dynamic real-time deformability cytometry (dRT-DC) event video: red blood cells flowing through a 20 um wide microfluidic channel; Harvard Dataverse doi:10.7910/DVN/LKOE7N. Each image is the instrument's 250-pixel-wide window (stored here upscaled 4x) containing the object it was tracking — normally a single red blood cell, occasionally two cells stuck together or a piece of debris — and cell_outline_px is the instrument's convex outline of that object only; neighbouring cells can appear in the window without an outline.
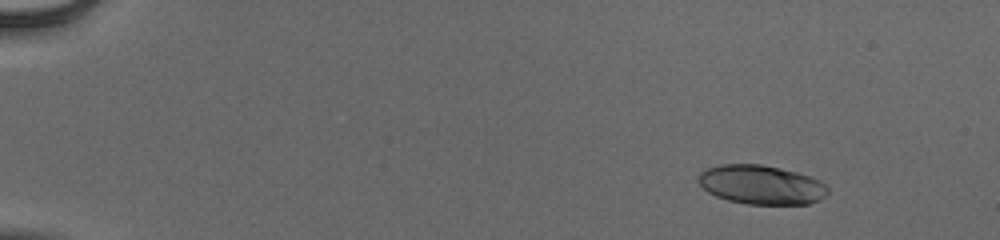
{"species": "human", "species_latin": "Homo sapiens", "temperature_condition": "cold", "stored_images_in_passage": 56, "camera_frame_rate_fps": 3000, "um_per_image_px": 0.085, "donor": {"sex": "male"}, "frame": {"image": 1, "passage_image": 8, "time_ms": 2.333, "image_size_px": [1000, 240], "cell_outline_px": [[828, 192], [820, 200], [808, 204], [748, 204], [728, 200], [716, 196], [708, 192], [696, 180], [700, 172], [704, 168], [720, 164], [760, 164], [780, 168], [796, 172], [820, 180], [828, 188]], "centroid_in_image_um": [64.68, 15.7], "position_along_channel_um": 20.3, "area_um2": 29.59}}
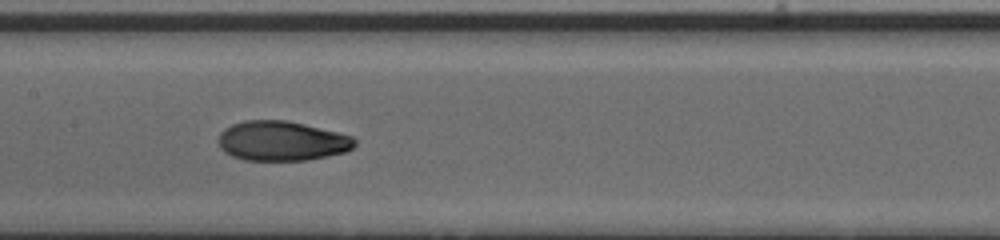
{"frame": {"image": 2, "passage_image": 31, "time_ms": 10.0, "image_size_px": [1000, 240], "cell_outline_px": [[356, 144], [352, 148], [344, 152], [328, 156], [308, 160], [244, 160], [232, 156], [224, 152], [220, 148], [220, 132], [224, 128], [232, 124], [244, 120], [284, 120], [304, 124], [352, 136], [356, 140]], "centroid_in_image_um": [23.94, 11.98], "position_along_channel_um": 183.5, "area_um2": 31.44}}
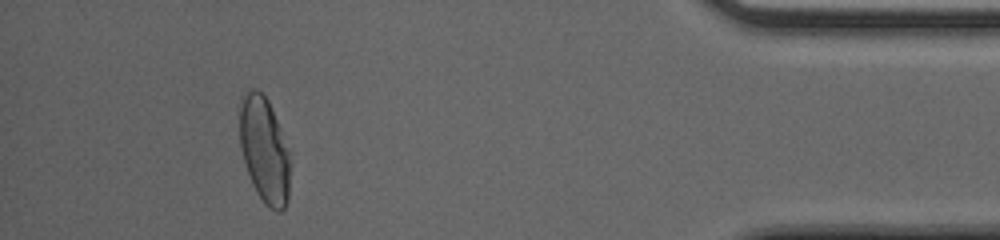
{"frame": {"image": 3, "passage_image": 52, "time_ms": 17.0, "image_size_px": [1000, 240], "cell_outline_px": [[288, 200], [284, 208], [280, 212], [276, 212], [268, 208], [264, 204], [256, 192], [252, 184], [240, 148], [240, 96], [252, 88], [256, 88], [268, 100], [288, 148]], "centroid_in_image_um": [22.44, 12.76], "position_along_channel_um": 412.8, "area_um2": 30.87}, "authors_computed_cell_mechanics": {"area_um2": 30.8652, "velocity_mm_per_s": 3.9463, "shape_relaxation_time_tau1_ms": 4.3439, "shape_relaxation_time_tau2_ms": 1.2607, "deformation_change_tau1": 0.1768, "deformation_change_tau2": 0.0583}}